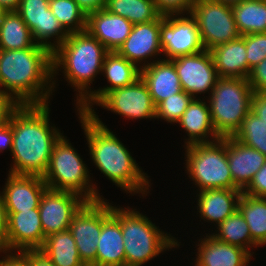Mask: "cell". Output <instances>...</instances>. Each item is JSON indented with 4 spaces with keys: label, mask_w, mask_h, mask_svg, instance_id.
<instances>
[{
    "label": "cell",
    "mask_w": 266,
    "mask_h": 266,
    "mask_svg": "<svg viewBox=\"0 0 266 266\" xmlns=\"http://www.w3.org/2000/svg\"><path fill=\"white\" fill-rule=\"evenodd\" d=\"M48 106L18 105L11 111L15 164L9 173L40 177L45 174L53 145L61 136L54 127L50 129Z\"/></svg>",
    "instance_id": "6da1fadb"
},
{
    "label": "cell",
    "mask_w": 266,
    "mask_h": 266,
    "mask_svg": "<svg viewBox=\"0 0 266 266\" xmlns=\"http://www.w3.org/2000/svg\"><path fill=\"white\" fill-rule=\"evenodd\" d=\"M52 74V50L43 45L1 50L0 78L5 90L11 91L10 97L15 98L18 105L47 104L52 86L46 88L47 91L45 86L52 78ZM11 93L15 96L13 97Z\"/></svg>",
    "instance_id": "7a4b0ae2"
},
{
    "label": "cell",
    "mask_w": 266,
    "mask_h": 266,
    "mask_svg": "<svg viewBox=\"0 0 266 266\" xmlns=\"http://www.w3.org/2000/svg\"><path fill=\"white\" fill-rule=\"evenodd\" d=\"M79 115L90 154L99 170L129 193L145 192L144 187H148L149 182L119 139L99 120L94 110L79 111Z\"/></svg>",
    "instance_id": "3957f363"
},
{
    "label": "cell",
    "mask_w": 266,
    "mask_h": 266,
    "mask_svg": "<svg viewBox=\"0 0 266 266\" xmlns=\"http://www.w3.org/2000/svg\"><path fill=\"white\" fill-rule=\"evenodd\" d=\"M108 52L87 30L69 34L65 41L52 51L53 75L59 66L63 65L67 80L79 89L80 99L77 98V104L80 105L88 97L86 87L92 83L95 75L102 71Z\"/></svg>",
    "instance_id": "277c9868"
},
{
    "label": "cell",
    "mask_w": 266,
    "mask_h": 266,
    "mask_svg": "<svg viewBox=\"0 0 266 266\" xmlns=\"http://www.w3.org/2000/svg\"><path fill=\"white\" fill-rule=\"evenodd\" d=\"M112 215L120 222L124 241L125 266H140L164 249L178 246L139 212L112 206Z\"/></svg>",
    "instance_id": "5b68a950"
},
{
    "label": "cell",
    "mask_w": 266,
    "mask_h": 266,
    "mask_svg": "<svg viewBox=\"0 0 266 266\" xmlns=\"http://www.w3.org/2000/svg\"><path fill=\"white\" fill-rule=\"evenodd\" d=\"M210 115L215 132L233 136L251 111L253 90L246 78L219 77L211 92Z\"/></svg>",
    "instance_id": "8992f818"
},
{
    "label": "cell",
    "mask_w": 266,
    "mask_h": 266,
    "mask_svg": "<svg viewBox=\"0 0 266 266\" xmlns=\"http://www.w3.org/2000/svg\"><path fill=\"white\" fill-rule=\"evenodd\" d=\"M87 172L78 153L61 135L53 145L49 164L42 178L49 189L72 192L81 195L86 201L102 199L95 187L88 185Z\"/></svg>",
    "instance_id": "52a82bcc"
},
{
    "label": "cell",
    "mask_w": 266,
    "mask_h": 266,
    "mask_svg": "<svg viewBox=\"0 0 266 266\" xmlns=\"http://www.w3.org/2000/svg\"><path fill=\"white\" fill-rule=\"evenodd\" d=\"M187 170L200 190L239 189L233 182L228 166L226 141L187 145Z\"/></svg>",
    "instance_id": "ba28073f"
},
{
    "label": "cell",
    "mask_w": 266,
    "mask_h": 266,
    "mask_svg": "<svg viewBox=\"0 0 266 266\" xmlns=\"http://www.w3.org/2000/svg\"><path fill=\"white\" fill-rule=\"evenodd\" d=\"M190 14L196 19L205 50L241 37L232 5L213 0H197Z\"/></svg>",
    "instance_id": "9c48e42d"
},
{
    "label": "cell",
    "mask_w": 266,
    "mask_h": 266,
    "mask_svg": "<svg viewBox=\"0 0 266 266\" xmlns=\"http://www.w3.org/2000/svg\"><path fill=\"white\" fill-rule=\"evenodd\" d=\"M171 16H160V45L167 60L205 50L196 19L191 14L190 18Z\"/></svg>",
    "instance_id": "30bf717a"
},
{
    "label": "cell",
    "mask_w": 266,
    "mask_h": 266,
    "mask_svg": "<svg viewBox=\"0 0 266 266\" xmlns=\"http://www.w3.org/2000/svg\"><path fill=\"white\" fill-rule=\"evenodd\" d=\"M102 230V200L86 201L73 215L69 231L86 266H96L97 246Z\"/></svg>",
    "instance_id": "8fae6325"
},
{
    "label": "cell",
    "mask_w": 266,
    "mask_h": 266,
    "mask_svg": "<svg viewBox=\"0 0 266 266\" xmlns=\"http://www.w3.org/2000/svg\"><path fill=\"white\" fill-rule=\"evenodd\" d=\"M85 202L78 194L47 188L38 208L44 237L69 230L73 215Z\"/></svg>",
    "instance_id": "7c38bea8"
},
{
    "label": "cell",
    "mask_w": 266,
    "mask_h": 266,
    "mask_svg": "<svg viewBox=\"0 0 266 266\" xmlns=\"http://www.w3.org/2000/svg\"><path fill=\"white\" fill-rule=\"evenodd\" d=\"M17 13L27 24L37 44L54 50L69 36L57 18L52 14L49 0H20ZM64 30V31H63ZM57 36V45L47 42L50 37Z\"/></svg>",
    "instance_id": "4fadbf2b"
},
{
    "label": "cell",
    "mask_w": 266,
    "mask_h": 266,
    "mask_svg": "<svg viewBox=\"0 0 266 266\" xmlns=\"http://www.w3.org/2000/svg\"><path fill=\"white\" fill-rule=\"evenodd\" d=\"M179 76L183 91L192 97L196 93L205 92L216 85L219 78L209 50L181 56L170 60Z\"/></svg>",
    "instance_id": "5bb4252c"
},
{
    "label": "cell",
    "mask_w": 266,
    "mask_h": 266,
    "mask_svg": "<svg viewBox=\"0 0 266 266\" xmlns=\"http://www.w3.org/2000/svg\"><path fill=\"white\" fill-rule=\"evenodd\" d=\"M97 104L127 118H155V105L141 77L129 86L109 91Z\"/></svg>",
    "instance_id": "9a60e30c"
},
{
    "label": "cell",
    "mask_w": 266,
    "mask_h": 266,
    "mask_svg": "<svg viewBox=\"0 0 266 266\" xmlns=\"http://www.w3.org/2000/svg\"><path fill=\"white\" fill-rule=\"evenodd\" d=\"M7 213L6 251L40 249L45 241L39 209Z\"/></svg>",
    "instance_id": "2e32d148"
},
{
    "label": "cell",
    "mask_w": 266,
    "mask_h": 266,
    "mask_svg": "<svg viewBox=\"0 0 266 266\" xmlns=\"http://www.w3.org/2000/svg\"><path fill=\"white\" fill-rule=\"evenodd\" d=\"M47 185L40 176L15 175L9 173L3 190L6 212H20L38 209Z\"/></svg>",
    "instance_id": "e0dca14e"
},
{
    "label": "cell",
    "mask_w": 266,
    "mask_h": 266,
    "mask_svg": "<svg viewBox=\"0 0 266 266\" xmlns=\"http://www.w3.org/2000/svg\"><path fill=\"white\" fill-rule=\"evenodd\" d=\"M97 246L96 266H125L124 241L120 222L112 206L102 200V230Z\"/></svg>",
    "instance_id": "ac0fdd59"
},
{
    "label": "cell",
    "mask_w": 266,
    "mask_h": 266,
    "mask_svg": "<svg viewBox=\"0 0 266 266\" xmlns=\"http://www.w3.org/2000/svg\"><path fill=\"white\" fill-rule=\"evenodd\" d=\"M137 66L116 51L108 52L103 62L102 71L105 72L111 86L94 92L89 91L88 97L79 105V111L88 113L92 110V107L90 108L92 101L98 103L109 91L133 84L140 78V69Z\"/></svg>",
    "instance_id": "d6986e66"
},
{
    "label": "cell",
    "mask_w": 266,
    "mask_h": 266,
    "mask_svg": "<svg viewBox=\"0 0 266 266\" xmlns=\"http://www.w3.org/2000/svg\"><path fill=\"white\" fill-rule=\"evenodd\" d=\"M222 138L226 141L228 166L233 182L243 191L266 163V156L258 150L242 144L232 136Z\"/></svg>",
    "instance_id": "ffe728a7"
},
{
    "label": "cell",
    "mask_w": 266,
    "mask_h": 266,
    "mask_svg": "<svg viewBox=\"0 0 266 266\" xmlns=\"http://www.w3.org/2000/svg\"><path fill=\"white\" fill-rule=\"evenodd\" d=\"M133 24L122 16L105 8L87 15L86 30L103 44L109 52H115L130 35Z\"/></svg>",
    "instance_id": "44dd1931"
},
{
    "label": "cell",
    "mask_w": 266,
    "mask_h": 266,
    "mask_svg": "<svg viewBox=\"0 0 266 266\" xmlns=\"http://www.w3.org/2000/svg\"><path fill=\"white\" fill-rule=\"evenodd\" d=\"M116 52L135 65L162 52L160 17L155 21L133 25L130 35Z\"/></svg>",
    "instance_id": "7402d4cb"
},
{
    "label": "cell",
    "mask_w": 266,
    "mask_h": 266,
    "mask_svg": "<svg viewBox=\"0 0 266 266\" xmlns=\"http://www.w3.org/2000/svg\"><path fill=\"white\" fill-rule=\"evenodd\" d=\"M140 77L147 85L155 107L169 96L183 91L174 64L167 59L143 65Z\"/></svg>",
    "instance_id": "603a6c76"
},
{
    "label": "cell",
    "mask_w": 266,
    "mask_h": 266,
    "mask_svg": "<svg viewBox=\"0 0 266 266\" xmlns=\"http://www.w3.org/2000/svg\"><path fill=\"white\" fill-rule=\"evenodd\" d=\"M211 52L218 77L248 78L251 69L246 58V45L242 37L217 45Z\"/></svg>",
    "instance_id": "cb8c5ba5"
},
{
    "label": "cell",
    "mask_w": 266,
    "mask_h": 266,
    "mask_svg": "<svg viewBox=\"0 0 266 266\" xmlns=\"http://www.w3.org/2000/svg\"><path fill=\"white\" fill-rule=\"evenodd\" d=\"M198 247L196 266H246L251 258L249 250L221 242L208 236Z\"/></svg>",
    "instance_id": "d4e9b609"
},
{
    "label": "cell",
    "mask_w": 266,
    "mask_h": 266,
    "mask_svg": "<svg viewBox=\"0 0 266 266\" xmlns=\"http://www.w3.org/2000/svg\"><path fill=\"white\" fill-rule=\"evenodd\" d=\"M242 193L240 189L200 190L199 212L203 219L214 221L219 225L238 209V201Z\"/></svg>",
    "instance_id": "484cf974"
},
{
    "label": "cell",
    "mask_w": 266,
    "mask_h": 266,
    "mask_svg": "<svg viewBox=\"0 0 266 266\" xmlns=\"http://www.w3.org/2000/svg\"><path fill=\"white\" fill-rule=\"evenodd\" d=\"M188 132L190 137L187 145L194 143L209 142L207 134L212 133L215 141L221 138L216 132L212 124L210 109L205 102L199 99H193L181 118L177 121Z\"/></svg>",
    "instance_id": "4316f807"
},
{
    "label": "cell",
    "mask_w": 266,
    "mask_h": 266,
    "mask_svg": "<svg viewBox=\"0 0 266 266\" xmlns=\"http://www.w3.org/2000/svg\"><path fill=\"white\" fill-rule=\"evenodd\" d=\"M39 250L55 266H86L79 256L75 240L69 230L47 236Z\"/></svg>",
    "instance_id": "83f0119b"
},
{
    "label": "cell",
    "mask_w": 266,
    "mask_h": 266,
    "mask_svg": "<svg viewBox=\"0 0 266 266\" xmlns=\"http://www.w3.org/2000/svg\"><path fill=\"white\" fill-rule=\"evenodd\" d=\"M27 24L17 11H8L0 21L1 50H15L34 47L37 42Z\"/></svg>",
    "instance_id": "f1b7e54d"
},
{
    "label": "cell",
    "mask_w": 266,
    "mask_h": 266,
    "mask_svg": "<svg viewBox=\"0 0 266 266\" xmlns=\"http://www.w3.org/2000/svg\"><path fill=\"white\" fill-rule=\"evenodd\" d=\"M232 11L241 36L266 32V0H242Z\"/></svg>",
    "instance_id": "f546056e"
},
{
    "label": "cell",
    "mask_w": 266,
    "mask_h": 266,
    "mask_svg": "<svg viewBox=\"0 0 266 266\" xmlns=\"http://www.w3.org/2000/svg\"><path fill=\"white\" fill-rule=\"evenodd\" d=\"M238 210L246 220L252 240L257 245L266 244V198L242 193Z\"/></svg>",
    "instance_id": "4dcf8cb0"
},
{
    "label": "cell",
    "mask_w": 266,
    "mask_h": 266,
    "mask_svg": "<svg viewBox=\"0 0 266 266\" xmlns=\"http://www.w3.org/2000/svg\"><path fill=\"white\" fill-rule=\"evenodd\" d=\"M105 9L133 25L155 21L161 16L153 0H107Z\"/></svg>",
    "instance_id": "1f68e13d"
},
{
    "label": "cell",
    "mask_w": 266,
    "mask_h": 266,
    "mask_svg": "<svg viewBox=\"0 0 266 266\" xmlns=\"http://www.w3.org/2000/svg\"><path fill=\"white\" fill-rule=\"evenodd\" d=\"M218 227L220 233H215V235L213 234L212 236L221 242L236 245L245 250L250 248L248 246H251V244L257 246L251 238L246 220L238 209L231 216L221 222Z\"/></svg>",
    "instance_id": "d6a6232c"
},
{
    "label": "cell",
    "mask_w": 266,
    "mask_h": 266,
    "mask_svg": "<svg viewBox=\"0 0 266 266\" xmlns=\"http://www.w3.org/2000/svg\"><path fill=\"white\" fill-rule=\"evenodd\" d=\"M49 7L69 34L86 30L87 14L74 0H49Z\"/></svg>",
    "instance_id": "836d02e7"
},
{
    "label": "cell",
    "mask_w": 266,
    "mask_h": 266,
    "mask_svg": "<svg viewBox=\"0 0 266 266\" xmlns=\"http://www.w3.org/2000/svg\"><path fill=\"white\" fill-rule=\"evenodd\" d=\"M232 137L266 156V123L252 111Z\"/></svg>",
    "instance_id": "e575fe53"
},
{
    "label": "cell",
    "mask_w": 266,
    "mask_h": 266,
    "mask_svg": "<svg viewBox=\"0 0 266 266\" xmlns=\"http://www.w3.org/2000/svg\"><path fill=\"white\" fill-rule=\"evenodd\" d=\"M194 98L185 91L169 96L155 107V117L177 123Z\"/></svg>",
    "instance_id": "d590c367"
},
{
    "label": "cell",
    "mask_w": 266,
    "mask_h": 266,
    "mask_svg": "<svg viewBox=\"0 0 266 266\" xmlns=\"http://www.w3.org/2000/svg\"><path fill=\"white\" fill-rule=\"evenodd\" d=\"M241 37L245 40L248 67L252 69L266 58V32Z\"/></svg>",
    "instance_id": "8d00e7d4"
},
{
    "label": "cell",
    "mask_w": 266,
    "mask_h": 266,
    "mask_svg": "<svg viewBox=\"0 0 266 266\" xmlns=\"http://www.w3.org/2000/svg\"><path fill=\"white\" fill-rule=\"evenodd\" d=\"M158 12L165 15L182 14L183 11H188L189 13L192 10L193 4L197 0H153ZM175 13V14H174Z\"/></svg>",
    "instance_id": "74e56055"
},
{
    "label": "cell",
    "mask_w": 266,
    "mask_h": 266,
    "mask_svg": "<svg viewBox=\"0 0 266 266\" xmlns=\"http://www.w3.org/2000/svg\"><path fill=\"white\" fill-rule=\"evenodd\" d=\"M247 80L253 93L266 92V58L251 69Z\"/></svg>",
    "instance_id": "f35d334b"
},
{
    "label": "cell",
    "mask_w": 266,
    "mask_h": 266,
    "mask_svg": "<svg viewBox=\"0 0 266 266\" xmlns=\"http://www.w3.org/2000/svg\"><path fill=\"white\" fill-rule=\"evenodd\" d=\"M242 192L252 197H266V163Z\"/></svg>",
    "instance_id": "ab89813d"
},
{
    "label": "cell",
    "mask_w": 266,
    "mask_h": 266,
    "mask_svg": "<svg viewBox=\"0 0 266 266\" xmlns=\"http://www.w3.org/2000/svg\"><path fill=\"white\" fill-rule=\"evenodd\" d=\"M19 254L25 259L28 266H55L39 249L25 250L21 251Z\"/></svg>",
    "instance_id": "60d3db41"
},
{
    "label": "cell",
    "mask_w": 266,
    "mask_h": 266,
    "mask_svg": "<svg viewBox=\"0 0 266 266\" xmlns=\"http://www.w3.org/2000/svg\"><path fill=\"white\" fill-rule=\"evenodd\" d=\"M251 111L266 123V92L253 93Z\"/></svg>",
    "instance_id": "b9f144b4"
},
{
    "label": "cell",
    "mask_w": 266,
    "mask_h": 266,
    "mask_svg": "<svg viewBox=\"0 0 266 266\" xmlns=\"http://www.w3.org/2000/svg\"><path fill=\"white\" fill-rule=\"evenodd\" d=\"M13 133L10 123V114L8 119L0 125V150L8 147L12 151Z\"/></svg>",
    "instance_id": "7bdbcfd3"
},
{
    "label": "cell",
    "mask_w": 266,
    "mask_h": 266,
    "mask_svg": "<svg viewBox=\"0 0 266 266\" xmlns=\"http://www.w3.org/2000/svg\"><path fill=\"white\" fill-rule=\"evenodd\" d=\"M77 5L85 12L89 14L105 8L107 0H74Z\"/></svg>",
    "instance_id": "ee69618b"
},
{
    "label": "cell",
    "mask_w": 266,
    "mask_h": 266,
    "mask_svg": "<svg viewBox=\"0 0 266 266\" xmlns=\"http://www.w3.org/2000/svg\"><path fill=\"white\" fill-rule=\"evenodd\" d=\"M6 234H7V213L4 206L3 197L0 194V244L6 249Z\"/></svg>",
    "instance_id": "f6af8a7d"
},
{
    "label": "cell",
    "mask_w": 266,
    "mask_h": 266,
    "mask_svg": "<svg viewBox=\"0 0 266 266\" xmlns=\"http://www.w3.org/2000/svg\"><path fill=\"white\" fill-rule=\"evenodd\" d=\"M18 106L14 99L0 98V125L4 123L11 111Z\"/></svg>",
    "instance_id": "bcb514c9"
},
{
    "label": "cell",
    "mask_w": 266,
    "mask_h": 266,
    "mask_svg": "<svg viewBox=\"0 0 266 266\" xmlns=\"http://www.w3.org/2000/svg\"><path fill=\"white\" fill-rule=\"evenodd\" d=\"M0 266H28L25 259L18 253L16 255H7L5 259L0 261Z\"/></svg>",
    "instance_id": "7dc6e473"
},
{
    "label": "cell",
    "mask_w": 266,
    "mask_h": 266,
    "mask_svg": "<svg viewBox=\"0 0 266 266\" xmlns=\"http://www.w3.org/2000/svg\"><path fill=\"white\" fill-rule=\"evenodd\" d=\"M0 4L8 11H16L19 7L20 0H0Z\"/></svg>",
    "instance_id": "c3c4849f"
},
{
    "label": "cell",
    "mask_w": 266,
    "mask_h": 266,
    "mask_svg": "<svg viewBox=\"0 0 266 266\" xmlns=\"http://www.w3.org/2000/svg\"><path fill=\"white\" fill-rule=\"evenodd\" d=\"M0 86L3 87V84H2V81H1V78H0ZM0 98H4V99H13L12 97H10V94L5 91V90H1L0 89Z\"/></svg>",
    "instance_id": "681fc988"
},
{
    "label": "cell",
    "mask_w": 266,
    "mask_h": 266,
    "mask_svg": "<svg viewBox=\"0 0 266 266\" xmlns=\"http://www.w3.org/2000/svg\"><path fill=\"white\" fill-rule=\"evenodd\" d=\"M216 2H221L223 4H228V5H234L237 4L238 2H241L242 0H213Z\"/></svg>",
    "instance_id": "f907efd6"
},
{
    "label": "cell",
    "mask_w": 266,
    "mask_h": 266,
    "mask_svg": "<svg viewBox=\"0 0 266 266\" xmlns=\"http://www.w3.org/2000/svg\"><path fill=\"white\" fill-rule=\"evenodd\" d=\"M8 12L7 9H5L1 4H0V21L4 17V15Z\"/></svg>",
    "instance_id": "816d5d0a"
},
{
    "label": "cell",
    "mask_w": 266,
    "mask_h": 266,
    "mask_svg": "<svg viewBox=\"0 0 266 266\" xmlns=\"http://www.w3.org/2000/svg\"><path fill=\"white\" fill-rule=\"evenodd\" d=\"M1 250H2L3 252L6 251L5 246H3L2 244H0V251H1ZM0 261H1V260H0Z\"/></svg>",
    "instance_id": "f5cc1de1"
}]
</instances>
